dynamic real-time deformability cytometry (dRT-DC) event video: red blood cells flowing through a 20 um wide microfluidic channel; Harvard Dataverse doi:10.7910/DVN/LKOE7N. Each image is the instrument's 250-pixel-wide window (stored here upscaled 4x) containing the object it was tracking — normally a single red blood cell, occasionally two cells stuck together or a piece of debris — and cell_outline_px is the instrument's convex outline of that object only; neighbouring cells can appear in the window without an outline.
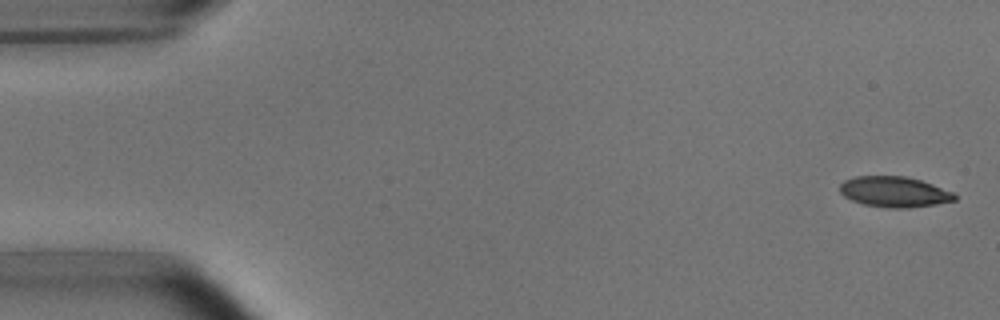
{"species": "common noctule bat (a hibernating species)", "species_latin": "Nyctalus noctula", "temperature_condition": "room temperature", "stored_images_in_passage": 5, "camera_frame_rate_fps": 3000, "um_per_image_px": 0.085, "animal": {"sex": "male", "body_mass_g": 15.6}, "frame": {"image": 1, "passage_image": 1, "time_ms": 0.0, "image_size_px": [1000, 320], "cell_outline_px": [[956, 200], [936, 204], [908, 208], [884, 208], [864, 204], [852, 200], [844, 196], [840, 192], [840, 184], [844, 180], [856, 176], [904, 176], [920, 180], [956, 192]], "centroid_in_image_um": [76.03, 16.31], "position_along_channel_um": 9.0, "area_um2": 20.58}}
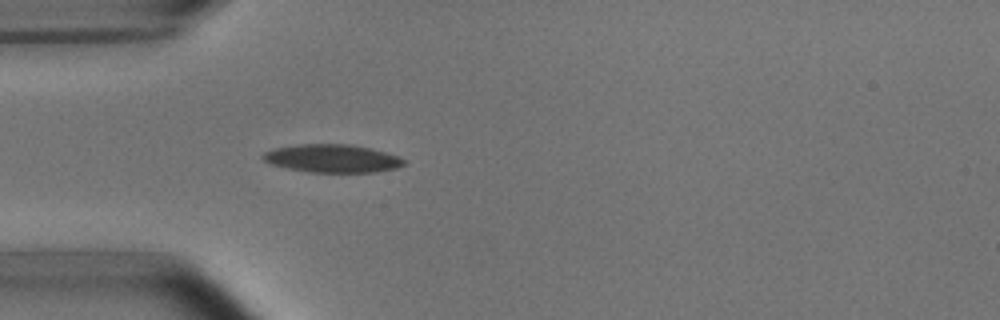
{"frame": {"image": 2, "passage_image": 5, "time_ms": 4.667, "image_size_px": [1000, 320], "cell_outline_px": [[404, 164], [396, 168], [376, 172], [308, 172], [268, 164], [260, 156], [264, 152], [276, 148], [300, 144], [348, 144], [368, 148], [400, 156], [404, 160]], "centroid_in_image_um": [28.21, 13.47], "position_along_channel_um": 56.8, "area_um2": 22.95}}